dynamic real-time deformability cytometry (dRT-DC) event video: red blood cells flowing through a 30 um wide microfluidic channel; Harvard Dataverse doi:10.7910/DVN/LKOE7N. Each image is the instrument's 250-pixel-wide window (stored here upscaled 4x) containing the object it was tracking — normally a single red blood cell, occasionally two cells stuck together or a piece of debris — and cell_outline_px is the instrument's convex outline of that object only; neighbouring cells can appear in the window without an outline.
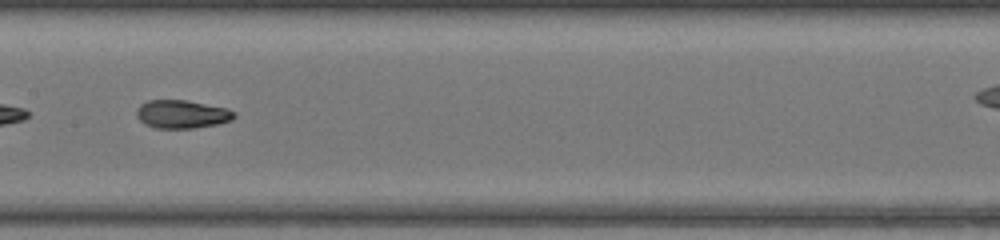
{"species": "common noctule bat (a hibernating species)", "species_latin": "Nyctalus noctula", "temperature_condition": "warm", "stored_images_in_passage": 38, "camera_frame_rate_fps": 3000, "um_per_image_px": 0.085, "animal": {"sex": "female", "body_mass_g": 17.0, "forearm_length_mm": 48.0}, "frame": {"image": 1, "passage_image": 12, "time_ms": 3.667, "image_size_px": [1000, 240], "cell_outline_px": [[236, 116], [232, 120], [216, 124], [192, 128], [156, 128], [144, 124], [136, 116], [136, 108], [140, 104], [148, 100], [188, 100], [228, 108], [236, 112]], "centroid_in_image_um": [15.46, 9.69], "position_along_channel_um": 191.9, "area_um2": 16.24}}